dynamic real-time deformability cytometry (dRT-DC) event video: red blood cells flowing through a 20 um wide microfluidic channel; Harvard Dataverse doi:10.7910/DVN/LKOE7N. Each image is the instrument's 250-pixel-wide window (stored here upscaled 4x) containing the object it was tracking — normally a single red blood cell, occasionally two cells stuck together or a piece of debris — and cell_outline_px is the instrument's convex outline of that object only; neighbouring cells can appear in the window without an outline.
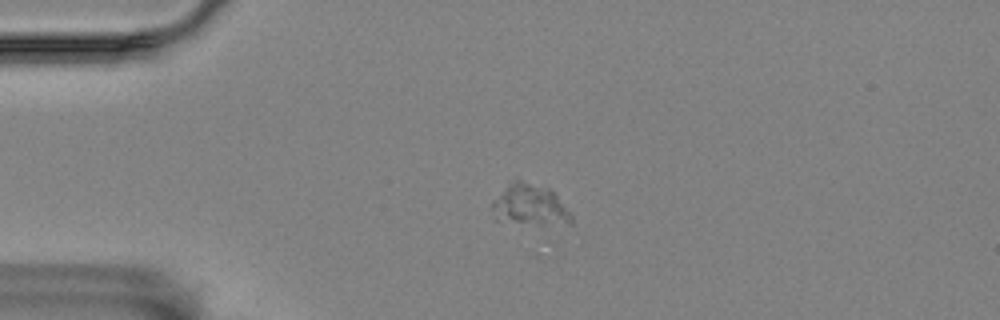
{"species": "Egyptian fruit bat (a non-hibernating species)", "species_latin": "Rousettus aegyptiacus", "temperature_condition": "room temperature", "stored_images_in_passage": 46, "camera_frame_rate_fps": 3000, "um_per_image_px": 0.085, "animal": {"sex": "female"}, "frame": {"image": 1, "passage_image": 1, "time_ms": 0.0, "image_size_px": [1000, 320], "cell_outline_px": [[572, 224], [540, 224], [496, 220], [492, 208], [492, 200], [516, 180], [520, 180], [548, 188], [572, 212]], "centroid_in_image_um": [45.08, 17.45], "position_along_channel_um": 39.9, "area_um2": 18.5}}
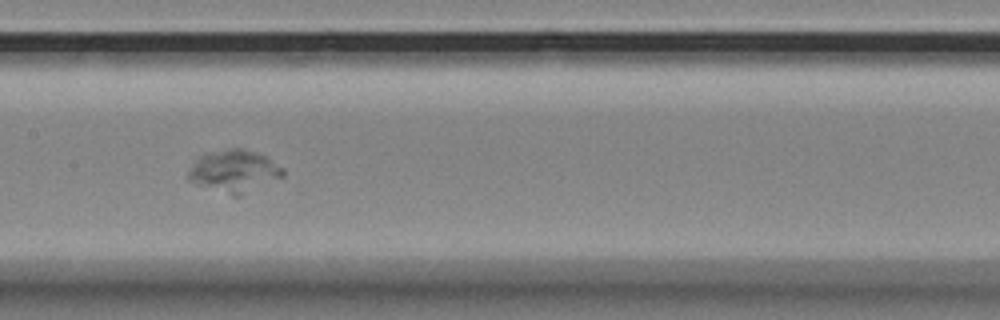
{"frame": {"image": 2, "passage_image": 17, "time_ms": 5.333, "image_size_px": [1000, 320], "cell_outline_px": [[284, 176], [240, 196], [232, 196], [188, 180], [188, 172], [196, 160], [200, 156], [208, 152], [228, 148], [240, 148], [264, 156], [284, 168]], "centroid_in_image_um": [19.91, 14.55], "position_along_channel_um": 187.5, "area_um2": 22.89}}
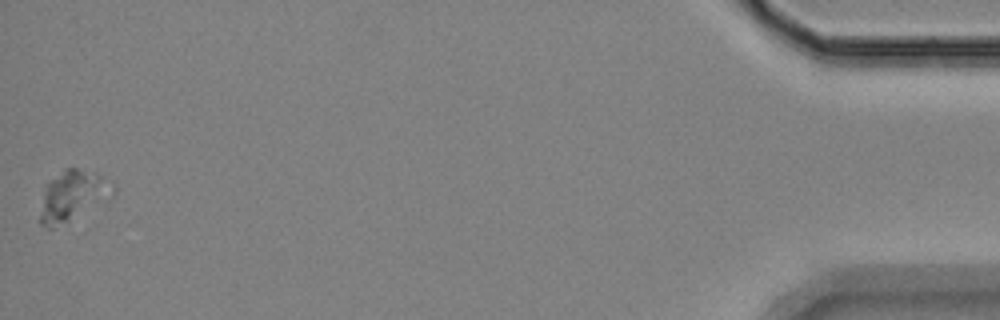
{"frame": {"image": 3, "passage_image": 46, "time_ms": 15.0, "image_size_px": [1000, 320], "cell_outline_px": [[116, 192], [108, 200], [52, 228], [48, 228], [40, 224], [40, 216], [44, 188], [64, 168], [76, 168], [96, 172], [112, 184], [116, 188]], "centroid_in_image_um": [6.22, 16.61], "position_along_channel_um": 429.0, "area_um2": 20.92}}